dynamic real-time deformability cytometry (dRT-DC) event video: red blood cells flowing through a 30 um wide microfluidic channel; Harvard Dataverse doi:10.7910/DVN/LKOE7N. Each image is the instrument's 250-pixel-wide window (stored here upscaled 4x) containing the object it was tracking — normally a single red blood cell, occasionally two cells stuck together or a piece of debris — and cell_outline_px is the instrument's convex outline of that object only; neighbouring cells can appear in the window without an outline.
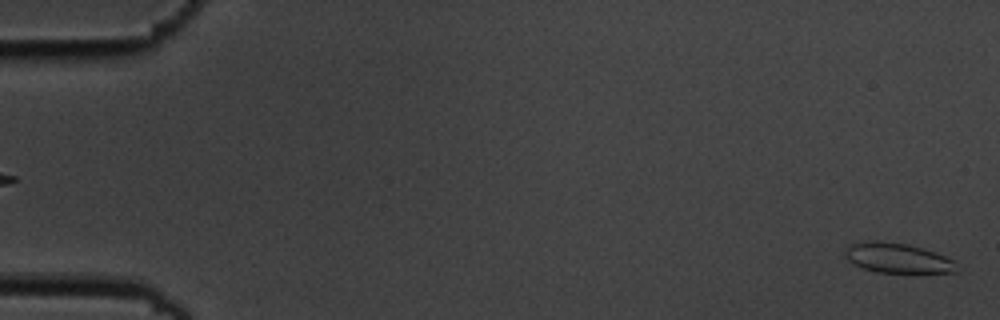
{"species": "common noctule bat (a hibernating species)", "species_latin": "Nyctalus noctula", "temperature_condition": "cold", "stored_images_in_passage": 56, "camera_frame_rate_fps": 3000, "um_per_image_px": 0.085, "animal": {"sex": "male", "body_mass_g": 19.5, "forearm_length_mm": 54.6}, "frame": {"image": 1, "passage_image": 1, "time_ms": 0.0, "image_size_px": [1000, 320], "cell_outline_px": [[956, 272], [920, 276], [876, 272], [864, 268], [848, 260], [844, 256], [844, 252], [852, 244], [872, 240], [876, 240], [908, 244], [944, 256], [952, 260]], "centroid_in_image_um": [76.33, 22.0], "position_along_channel_um": 8.7, "area_um2": 19.94}}
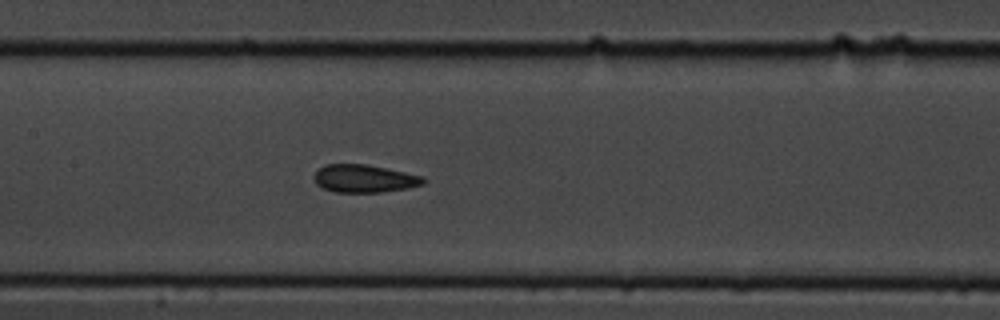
{"frame": {"image": 2, "passage_image": 27, "time_ms": 8.667, "image_size_px": [1000, 320], "cell_outline_px": [[428, 180], [424, 184], [408, 188], [380, 192], [336, 192], [324, 188], [316, 184], [312, 176], [324, 164], [364, 164], [424, 176]], "centroid_in_image_um": [30.97, 15.18], "position_along_channel_um": 176.4, "area_um2": 17.69}}
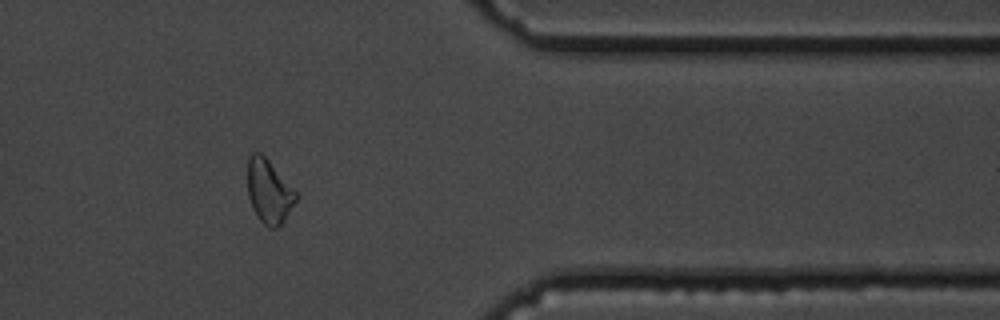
{"frame": {"image": 3, "passage_image": 46, "time_ms": 15.0, "image_size_px": [1000, 320], "cell_outline_px": [[300, 196], [284, 220], [276, 228], [268, 228], [260, 220], [252, 208], [248, 196], [248, 156], [252, 152], [260, 152], [268, 160]], "centroid_in_image_um": [22.86, 16.28], "position_along_channel_um": 388.5, "area_um2": 17.92}, "authors_computed_cell_mechanics": {"area_um2": 18.3226, "velocity_mm_per_s": 3.6023, "shape_relaxation_time_tau1_ms": 9.2115, "shape_relaxation_time_tau2_ms": 1.6565, "deformation_change_tau1": 0.1453, "deformation_change_tau2": 0.0688}}